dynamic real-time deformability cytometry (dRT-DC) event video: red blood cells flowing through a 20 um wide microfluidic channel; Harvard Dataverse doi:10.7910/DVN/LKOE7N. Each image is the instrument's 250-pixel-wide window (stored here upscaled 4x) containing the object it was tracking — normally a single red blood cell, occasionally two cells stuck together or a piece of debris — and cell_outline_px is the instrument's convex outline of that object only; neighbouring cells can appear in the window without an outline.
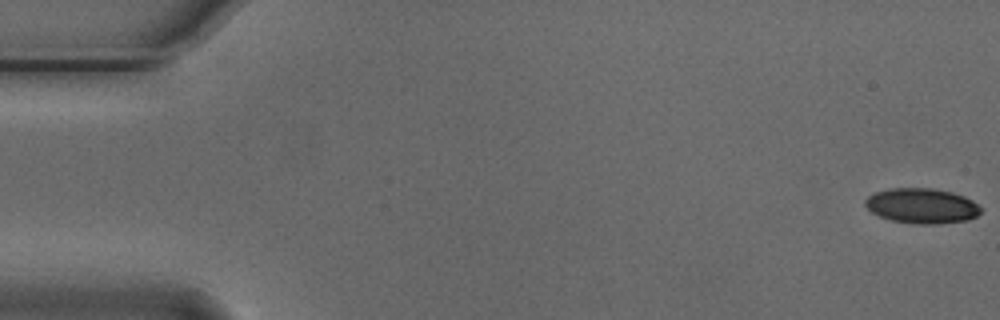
{"species": "Egyptian fruit bat (a non-hibernating species)", "species_latin": "Rousettus aegyptiacus", "temperature_condition": "cold", "stored_images_in_passage": 55, "camera_frame_rate_fps": 3000, "um_per_image_px": 0.085, "animal": {"sex": "male"}, "frame": {"image": 1, "passage_image": 1, "time_ms": 0.0, "image_size_px": [1000, 320], "cell_outline_px": [[980, 212], [976, 216], [968, 220], [936, 224], [912, 224], [892, 220], [880, 216], [872, 212], [864, 204], [864, 200], [868, 196], [876, 192], [892, 188], [932, 188], [952, 192], [964, 196], [972, 200], [980, 208]], "centroid_in_image_um": [78.35, 17.5], "position_along_channel_um": 6.7, "area_um2": 23.58}}
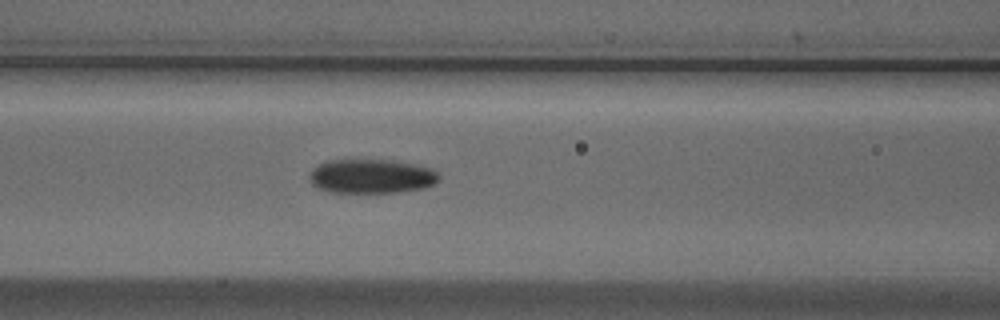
{"frame": {"image": 2, "passage_image": 23, "time_ms": 7.333, "image_size_px": [1000, 320], "cell_outline_px": [[440, 180], [436, 184], [424, 188], [400, 192], [328, 192], [316, 188], [308, 180], [308, 176], [312, 168], [316, 164], [328, 160], [392, 160], [416, 164], [432, 168], [440, 176]], "centroid_in_image_um": [31.56, 14.98], "position_along_channel_um": 135.0, "area_um2": 26.3}}
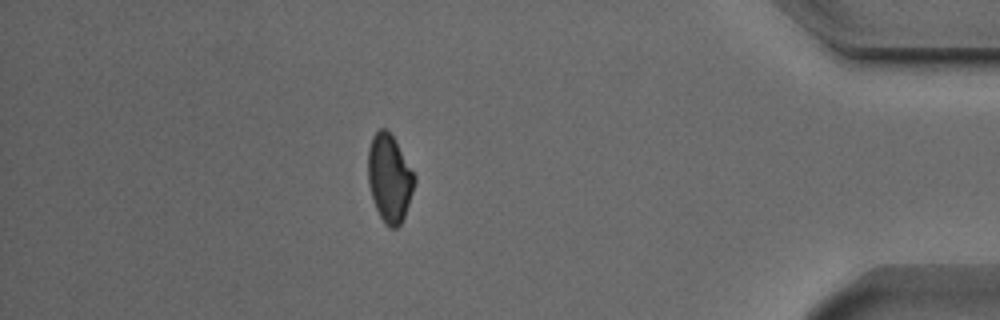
{"frame": {"image": 3, "passage_image": 48, "time_ms": 15.667, "image_size_px": [1000, 320], "cell_outline_px": [[416, 180], [404, 216], [400, 224], [396, 228], [388, 228], [384, 224], [376, 208], [368, 184], [368, 148], [372, 136], [380, 128], [384, 128], [392, 136], [416, 176]], "centroid_in_image_um": [33.09, 15.16], "position_along_channel_um": 402.1, "area_um2": 23.47}, "authors_computed_cell_mechanics": {"area_um2": 24.565, "velocity_mm_per_s": 3.7476, "shape_relaxation_time_tau1_ms": 4.901, "shape_relaxation_time_tau2_ms": null, "deformation_change_tau1": 0.1089, "deformation_change_tau2": null}}